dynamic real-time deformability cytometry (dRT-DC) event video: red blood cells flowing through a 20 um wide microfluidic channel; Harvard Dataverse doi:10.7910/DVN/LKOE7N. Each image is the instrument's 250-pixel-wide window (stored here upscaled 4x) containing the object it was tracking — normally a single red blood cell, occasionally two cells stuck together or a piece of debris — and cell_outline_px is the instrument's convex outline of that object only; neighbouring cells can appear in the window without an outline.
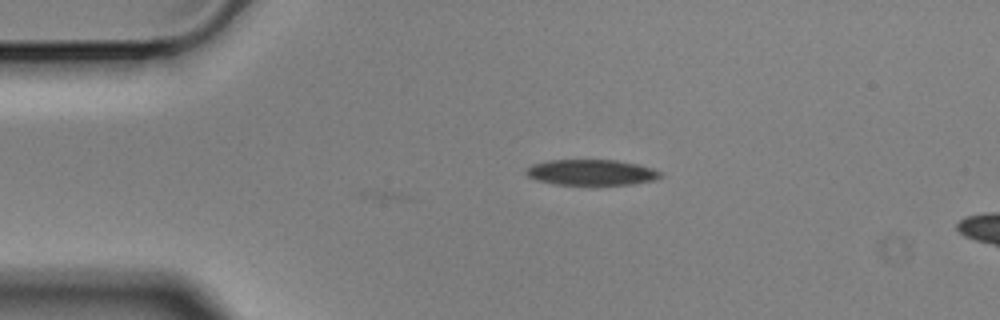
{"species": "Egyptian fruit bat (a non-hibernating species)", "species_latin": "Rousettus aegyptiacus", "temperature_condition": "cold", "stored_images_in_passage": 2, "camera_frame_rate_fps": 3000, "um_per_image_px": 0.085, "animal": {"sex": "male"}, "frame": {"image": 1, "passage_image": 1, "time_ms": 0.0, "image_size_px": [1000, 320], "cell_outline_px": [[664, 176], [652, 180], [632, 184], [592, 188], [552, 184], [536, 180], [528, 176], [524, 172], [524, 168], [532, 164], [548, 160], [616, 160], [636, 164], [652, 168], [664, 172]], "centroid_in_image_um": [50.24, 14.7], "position_along_channel_um": 34.8, "area_um2": 21.33}}